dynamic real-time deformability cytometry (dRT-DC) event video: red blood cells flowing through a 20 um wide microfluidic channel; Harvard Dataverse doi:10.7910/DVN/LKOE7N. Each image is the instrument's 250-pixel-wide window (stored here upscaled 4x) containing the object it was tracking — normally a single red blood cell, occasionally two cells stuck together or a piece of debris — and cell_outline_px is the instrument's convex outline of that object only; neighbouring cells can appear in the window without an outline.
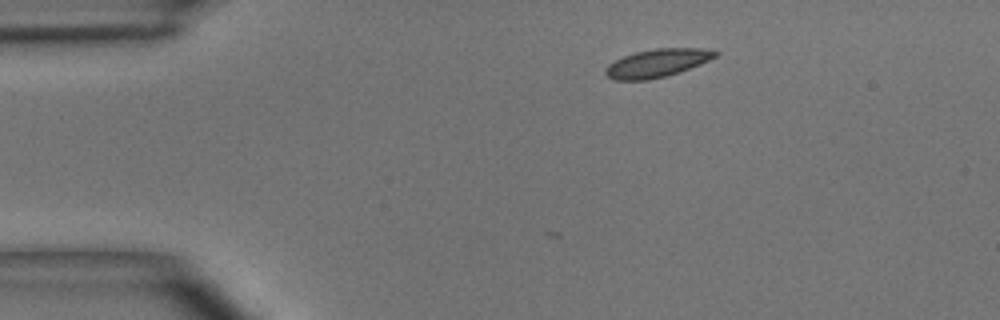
{"species": "common noctule bat (a hibernating species)", "species_latin": "Nyctalus noctula", "temperature_condition": "room temperature", "stored_images_in_passage": 5, "camera_frame_rate_fps": 3000, "um_per_image_px": 0.085, "animal": {"sex": "male", "body_mass_g": 15.6}, "frame": {"image": 1, "passage_image": 1, "time_ms": 0.0, "image_size_px": [1000, 320], "cell_outline_px": [[720, 52], [716, 56], [700, 64], [680, 72], [648, 80], [616, 80], [608, 76], [604, 72], [604, 68], [608, 64], [624, 56], [636, 52], [656, 48], [716, 48]], "centroid_in_image_um": [55.9, 5.35], "position_along_channel_um": 29.1, "area_um2": 18.03}}